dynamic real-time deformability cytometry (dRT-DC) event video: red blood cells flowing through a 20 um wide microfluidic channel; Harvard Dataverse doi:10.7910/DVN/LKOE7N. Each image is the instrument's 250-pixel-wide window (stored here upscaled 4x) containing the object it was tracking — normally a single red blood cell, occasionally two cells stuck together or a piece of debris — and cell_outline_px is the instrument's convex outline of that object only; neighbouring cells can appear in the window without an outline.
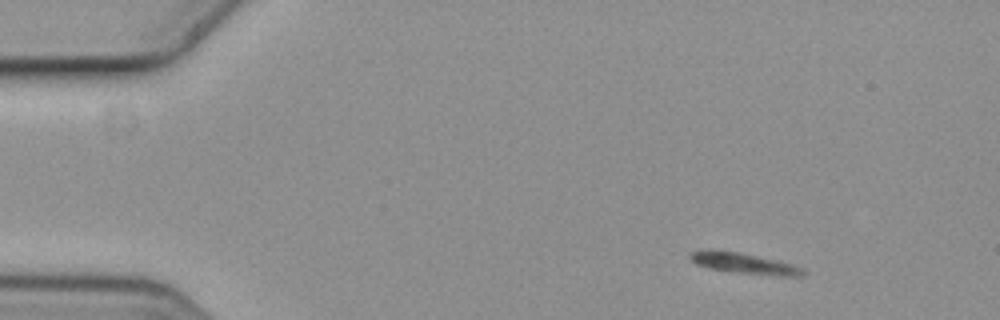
{"species": "common noctule bat (a hibernating species)", "species_latin": "Nyctalus noctula", "temperature_condition": "cold", "stored_images_in_passage": 4, "camera_frame_rate_fps": 3000, "um_per_image_px": 0.085, "animal": {"sex": "female", "body_mass_g": 19.3, "forearm_length_mm": 54.1}, "frame": {"image": 1, "passage_image": 1, "time_ms": 0.0, "image_size_px": [1000, 320], "cell_outline_px": [[808, 272], [804, 276], [780, 276], [740, 272], [712, 268], [696, 264], [688, 256], [692, 252], [740, 252], [776, 260], [792, 264], [804, 268]], "centroid_in_image_um": [63.44, 22.42], "position_along_channel_um": 21.6, "area_um2": 12.89}}
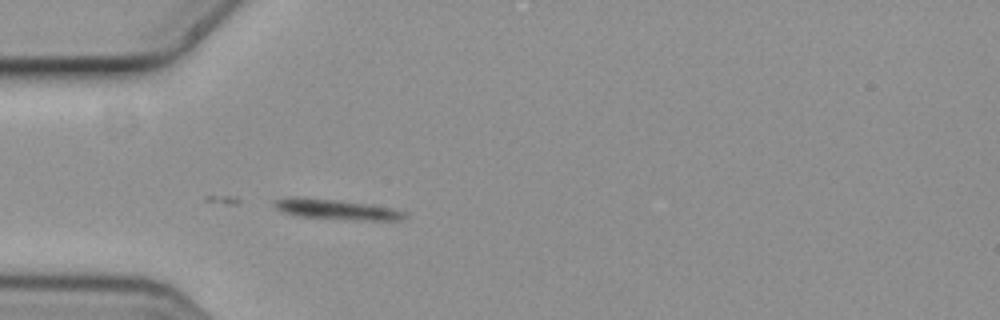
{"frame": {"image": 2, "passage_image": 4, "time_ms": 1.0, "image_size_px": [1000, 320], "cell_outline_px": [[408, 216], [400, 220], [352, 220], [296, 216], [280, 212], [272, 204], [272, 200], [292, 196], [296, 196], [340, 200], [372, 204], [392, 208], [408, 212]], "centroid_in_image_um": [28.56, 17.79], "position_along_channel_um": 56.4, "area_um2": 15.9}}